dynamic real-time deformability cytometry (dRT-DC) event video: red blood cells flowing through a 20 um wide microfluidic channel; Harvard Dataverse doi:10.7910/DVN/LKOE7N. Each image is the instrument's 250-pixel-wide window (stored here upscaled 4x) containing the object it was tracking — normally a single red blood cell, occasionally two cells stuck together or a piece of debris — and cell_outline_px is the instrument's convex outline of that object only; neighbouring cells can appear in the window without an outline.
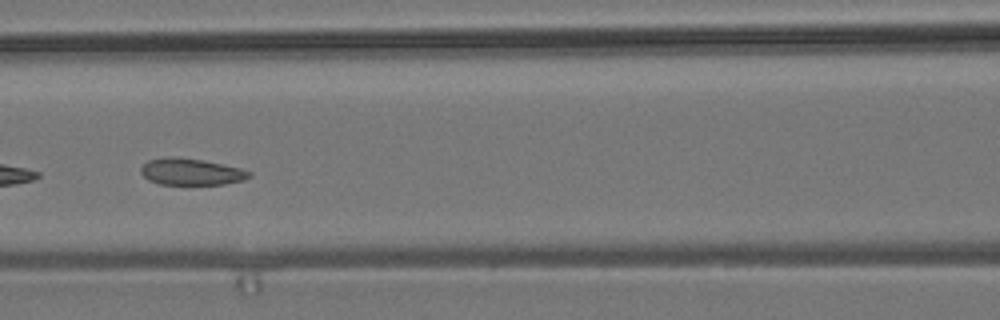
{"species": "common noctule bat (a hibernating species)", "species_latin": "Nyctalus noctula", "temperature_condition": "room temperature", "stored_images_in_passage": 8, "camera_frame_rate_fps": 3000, "um_per_image_px": 0.085, "animal": {"sex": "male", "body_mass_g": 19.2, "forearm_length_mm": 51.8}, "frame": {"image": 1, "passage_image": 7, "time_ms": 7.0, "image_size_px": [1000, 320], "cell_outline_px": [[252, 176], [244, 180], [224, 184], [160, 184], [148, 180], [140, 172], [140, 168], [148, 160], [168, 156], [172, 156], [204, 160], [240, 168], [252, 172]], "centroid_in_image_um": [16.25, 14.59], "position_along_channel_um": 150.4, "area_um2": 16.88}}
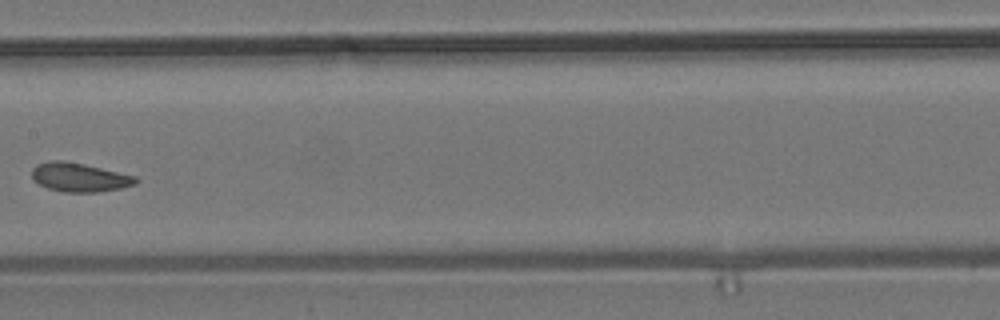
{"frame": {"image": 2, "passage_image": 8, "time_ms": 8.333, "image_size_px": [1000, 320], "cell_outline_px": [[140, 180], [136, 184], [120, 188], [96, 192], [64, 192], [48, 188], [32, 180], [32, 168], [36, 164], [48, 160], [64, 160], [84, 164], [136, 176]], "centroid_in_image_um": [6.73, 15.06], "position_along_channel_um": 200.7, "area_um2": 17.57}}